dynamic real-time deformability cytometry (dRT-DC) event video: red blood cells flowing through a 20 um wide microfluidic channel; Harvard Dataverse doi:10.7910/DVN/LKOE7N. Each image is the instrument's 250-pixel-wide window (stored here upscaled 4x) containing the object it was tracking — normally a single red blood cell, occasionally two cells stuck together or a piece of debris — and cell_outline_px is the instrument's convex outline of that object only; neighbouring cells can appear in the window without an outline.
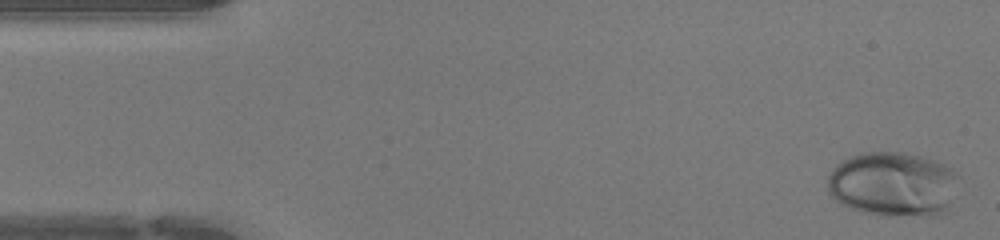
{"species": "human", "species_latin": "Homo sapiens", "temperature_condition": "warm", "stored_images_in_passage": 46, "camera_frame_rate_fps": 3000, "um_per_image_px": 0.085, "donor": {"sex": "female"}, "frame": {"image": 1, "passage_image": 1, "time_ms": 0.0, "image_size_px": [1000, 240], "cell_outline_px": [[960, 176], [948, 212], [940, 216], [880, 216], [860, 212], [848, 208], [840, 204], [828, 196], [828, 176], [836, 164], [848, 156], [860, 152], [904, 152], [936, 160], [952, 168]], "centroid_in_image_um": [75.92, 15.68], "position_along_channel_um": 9.1, "area_um2": 50.86}}
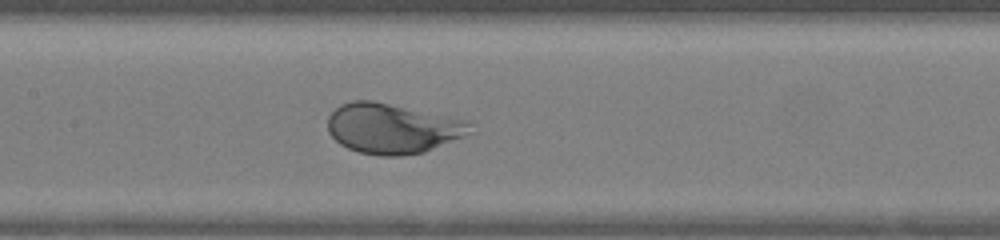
{"frame": {"image": 2, "passage_image": 21, "time_ms": 6.667, "image_size_px": [1000, 240], "cell_outline_px": [[472, 124], [468, 132], [464, 136], [424, 152], [404, 156], [380, 156], [360, 152], [348, 148], [340, 144], [328, 132], [328, 116], [340, 104], [352, 100], [372, 100], [472, 120]], "centroid_in_image_um": [33.36, 10.9], "position_along_channel_um": 174.0, "area_um2": 41.85}}
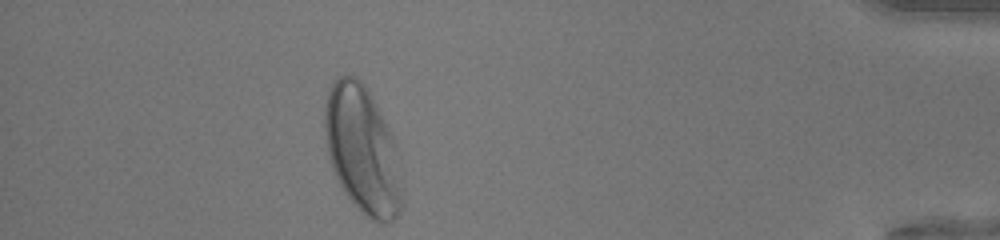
{"frame": {"image": 3, "passage_image": 41, "time_ms": 13.333, "image_size_px": [1000, 240], "cell_outline_px": [[404, 204], [396, 216], [388, 224], [380, 224], [372, 220], [344, 192], [332, 168], [328, 156], [324, 128], [324, 104], [328, 92], [332, 84], [340, 76], [356, 76], [364, 84], [384, 120], [396, 144]], "centroid_in_image_um": [30.81, 12.77], "position_along_channel_um": 404.4, "area_um2": 57.05}}